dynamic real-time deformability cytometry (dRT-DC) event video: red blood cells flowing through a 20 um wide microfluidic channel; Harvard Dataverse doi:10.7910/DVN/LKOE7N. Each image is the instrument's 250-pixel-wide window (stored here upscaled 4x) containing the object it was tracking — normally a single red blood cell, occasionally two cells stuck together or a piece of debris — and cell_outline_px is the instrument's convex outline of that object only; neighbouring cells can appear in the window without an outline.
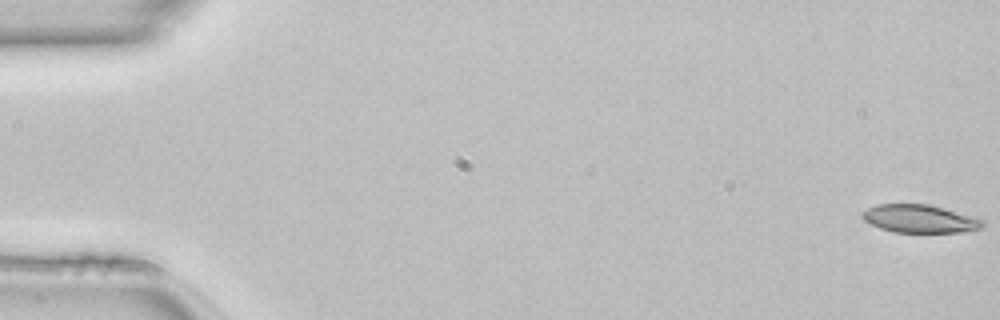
{"species": "common noctule bat (a hibernating species)", "species_latin": "Nyctalus noctula", "temperature_condition": "room temperature", "stored_images_in_passage": 50, "camera_frame_rate_fps": 3000, "um_per_image_px": 0.085, "animal": {"sex": "female", "body_mass_g": 22.7, "forearm_length_mm": 54.2}, "frame": {"image": 1, "passage_image": 1, "time_ms": 0.0, "image_size_px": [1000, 320], "cell_outline_px": [[984, 224], [980, 228], [972, 232], [892, 232], [880, 228], [864, 220], [860, 216], [860, 212], [876, 204], [928, 204], [944, 208], [984, 220]], "centroid_in_image_um": [78.16, 18.6], "position_along_channel_um": 6.8, "area_um2": 19.71}}
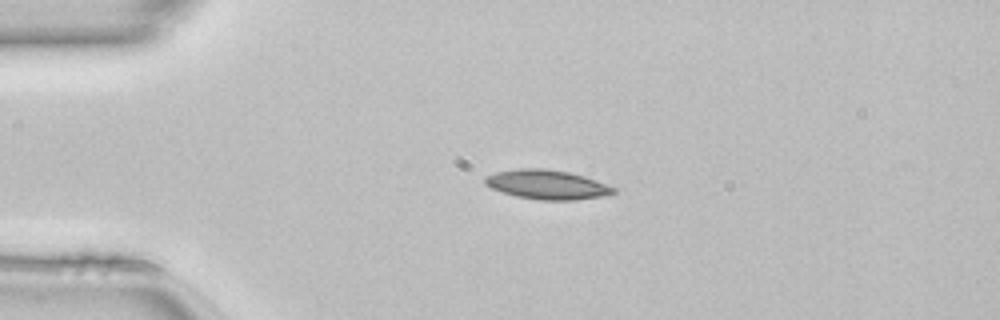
{"frame": {"image": 2, "passage_image": 12, "time_ms": 3.667, "image_size_px": [1000, 320], "cell_outline_px": [[616, 192], [604, 196], [576, 200], [540, 200], [516, 196], [492, 188], [484, 184], [484, 176], [496, 172], [520, 168], [544, 168], [568, 172], [584, 176], [596, 180], [616, 188]], "centroid_in_image_um": [46.5, 15.69], "position_along_channel_um": 38.5, "area_um2": 21.96}}
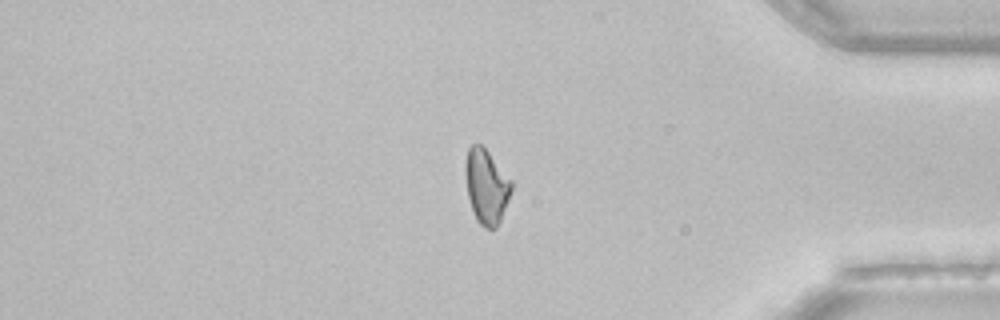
{"frame": {"image": 3, "passage_image": 42, "time_ms": 13.667, "image_size_px": [1000, 320], "cell_outline_px": [[512, 188], [508, 200], [500, 220], [496, 228], [484, 228], [476, 220], [472, 212], [468, 196], [464, 172], [464, 164], [468, 148], [472, 144], [480, 144], [488, 152], [512, 180]], "centroid_in_image_um": [41.32, 15.84], "position_along_channel_um": 393.9, "area_um2": 20.0}, "authors_computed_cell_mechanics": {"area_um2": 20.519, "velocity_mm_per_s": 4.1563, "shape_relaxation_time_tau1_ms": null, "shape_relaxation_time_tau2_ms": 4.2067, "deformation_change_tau1": null, "deformation_change_tau2": 0.1144}}